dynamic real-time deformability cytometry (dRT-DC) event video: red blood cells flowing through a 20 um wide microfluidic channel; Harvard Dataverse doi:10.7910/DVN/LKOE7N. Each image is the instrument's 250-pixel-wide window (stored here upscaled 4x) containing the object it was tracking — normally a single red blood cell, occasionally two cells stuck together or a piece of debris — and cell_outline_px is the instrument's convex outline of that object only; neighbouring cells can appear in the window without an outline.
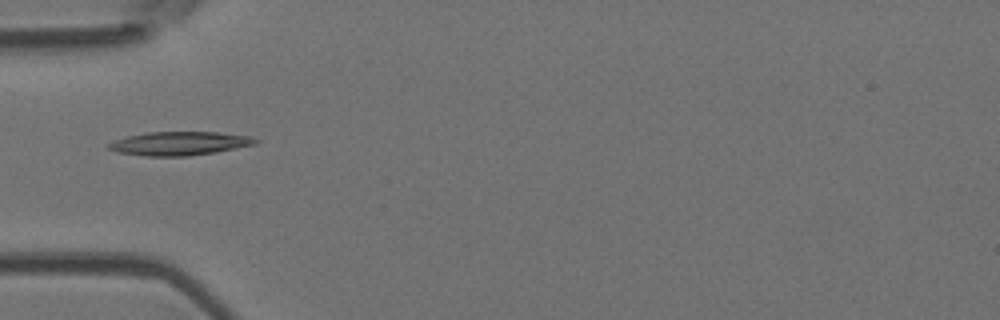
{"species": "Egyptian fruit bat (a non-hibernating species)", "species_latin": "Rousettus aegyptiacus", "temperature_condition": "room temperature", "stored_images_in_passage": 4, "camera_frame_rate_fps": 3000, "um_per_image_px": 0.085, "animal": {"sex": "female"}, "frame": {"image": 1, "passage_image": 1, "time_ms": 0.0, "image_size_px": [1000, 320], "cell_outline_px": [[260, 140], [256, 144], [216, 152], [188, 156], [144, 156], [116, 152], [108, 148], [104, 144], [128, 136], [148, 132], [216, 132], [252, 136]], "centroid_in_image_um": [15.25, 12.19], "position_along_channel_um": 69.7, "area_um2": 20.35}}
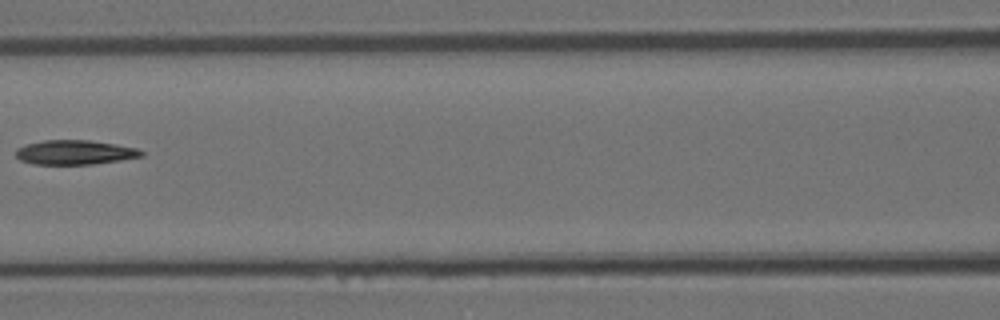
{"frame": {"image": 2, "passage_image": 3, "time_ms": 2.333, "image_size_px": [1000, 320], "cell_outline_px": [[144, 156], [120, 160], [92, 164], [32, 164], [20, 160], [16, 156], [16, 148], [28, 144], [44, 140], [88, 140], [116, 144], [136, 148], [144, 152]], "centroid_in_image_um": [6.36, 12.95], "position_along_channel_um": 160.2, "area_um2": 17.8}}
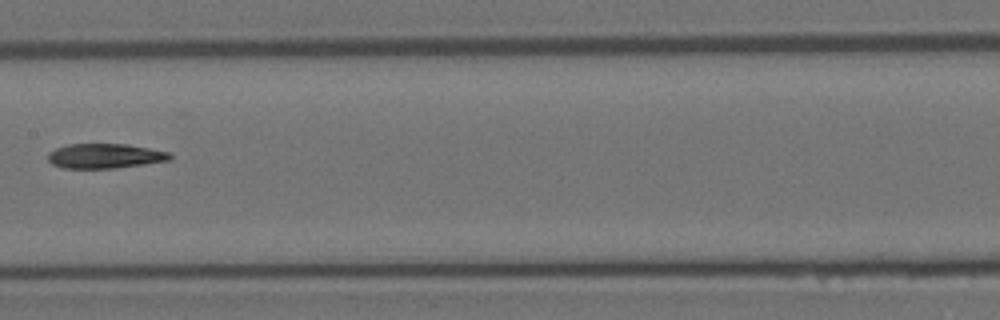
{"frame": {"image": 3, "passage_image": 4, "time_ms": 3.333, "image_size_px": [1000, 320], "cell_outline_px": [[172, 160], [144, 164], [112, 168], [64, 168], [52, 164], [48, 160], [48, 152], [56, 148], [68, 144], [124, 144], [148, 148], [168, 152], [172, 156]], "centroid_in_image_um": [8.9, 13.26], "position_along_channel_um": 198.5, "area_um2": 17.46}}